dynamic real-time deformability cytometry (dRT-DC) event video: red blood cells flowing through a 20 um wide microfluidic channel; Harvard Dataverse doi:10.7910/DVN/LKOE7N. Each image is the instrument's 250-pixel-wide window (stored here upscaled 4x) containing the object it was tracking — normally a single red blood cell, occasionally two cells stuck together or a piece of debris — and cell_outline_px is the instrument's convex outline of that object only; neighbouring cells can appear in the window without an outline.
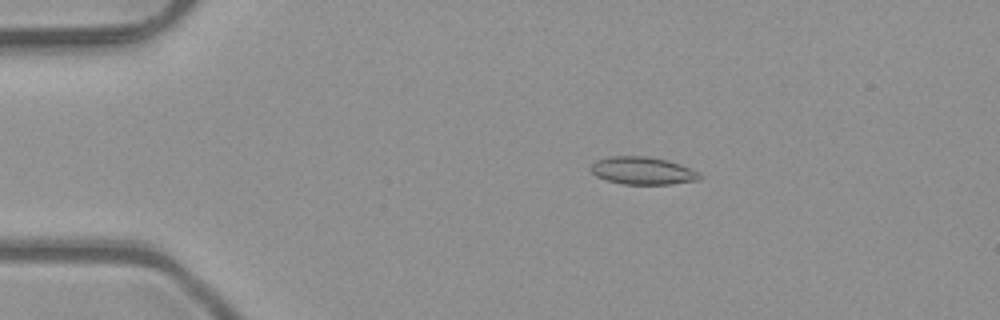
{"species": "common noctule bat (a hibernating species)", "species_latin": "Nyctalus noctula", "temperature_condition": "room temperature", "stored_images_in_passage": 6, "camera_frame_rate_fps": 3000, "um_per_image_px": 0.085, "animal": {"sex": "male", "body_mass_g": 23.1, "forearm_length_mm": 52.7}, "frame": {"image": 1, "passage_image": 3, "time_ms": 0.667, "image_size_px": [1000, 320], "cell_outline_px": [[704, 176], [700, 180], [672, 184], [624, 184], [608, 180], [596, 176], [588, 168], [596, 160], [608, 156], [648, 156], [668, 160], [692, 168], [700, 172]], "centroid_in_image_um": [54.67, 14.5], "position_along_channel_um": 30.3, "area_um2": 17.8}}
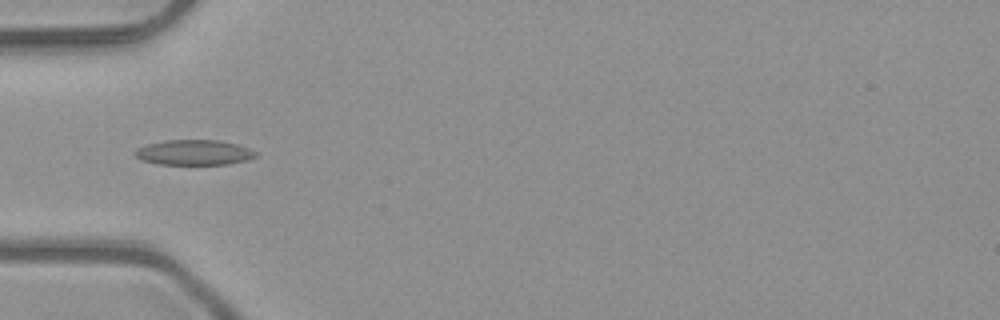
{"frame": {"image": 2, "passage_image": 5, "time_ms": 1.333, "image_size_px": [1000, 320], "cell_outline_px": [[260, 156], [248, 160], [228, 164], [160, 164], [140, 160], [132, 152], [148, 144], [168, 140], [220, 140], [236, 144], [248, 148], [256, 152]], "centroid_in_image_um": [16.53, 12.96], "position_along_channel_um": 68.5, "area_um2": 17.69}}
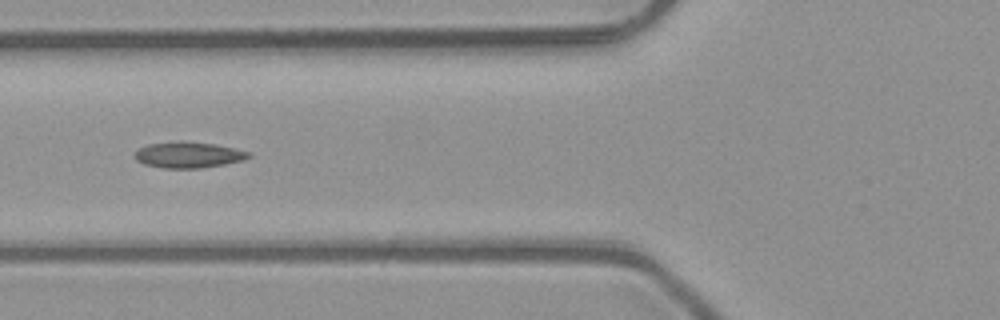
{"frame": {"image": 3, "passage_image": 6, "time_ms": 1.667, "image_size_px": [1000, 320], "cell_outline_px": [[252, 156], [244, 160], [224, 164], [200, 168], [164, 168], [144, 164], [136, 160], [132, 156], [140, 148], [148, 144], [180, 140], [184, 140], [216, 144], [252, 152]], "centroid_in_image_um": [16.03, 13.15], "position_along_channel_um": 109.8, "area_um2": 17.51}}